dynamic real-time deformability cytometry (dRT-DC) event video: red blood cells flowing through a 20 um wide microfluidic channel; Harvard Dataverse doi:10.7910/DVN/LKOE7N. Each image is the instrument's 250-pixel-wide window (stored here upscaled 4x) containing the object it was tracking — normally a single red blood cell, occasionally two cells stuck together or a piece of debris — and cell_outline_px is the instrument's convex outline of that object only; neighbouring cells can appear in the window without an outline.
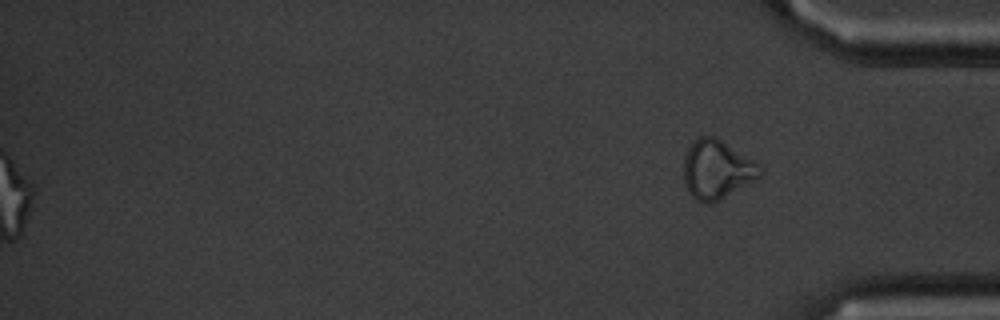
{"species": "common noctule bat (a hibernating species)", "species_latin": "Nyctalus noctula", "temperature_condition": "cold", "stored_images_in_passage": 57, "segment_of_instrument_passage": [2, 2], "camera_frame_rate_fps": 3000, "um_per_image_px": 0.085, "animal": {"sex": "male", "body_mass_g": 20.1, "forearm_length_mm": 53.5}, "frame": {"image": 1, "passage_image": 57, "time_ms": 18.667, "image_size_px": [1000, 320], "cell_outline_px": [[764, 172], [760, 176], [724, 196], [716, 200], [704, 204], [696, 200], [688, 192], [684, 180], [684, 156], [688, 148], [700, 136], [716, 136], [760, 164], [764, 168]], "centroid_in_image_um": [60.93, 14.38], "position_along_channel_um": 374.3, "area_um2": 25.84}}